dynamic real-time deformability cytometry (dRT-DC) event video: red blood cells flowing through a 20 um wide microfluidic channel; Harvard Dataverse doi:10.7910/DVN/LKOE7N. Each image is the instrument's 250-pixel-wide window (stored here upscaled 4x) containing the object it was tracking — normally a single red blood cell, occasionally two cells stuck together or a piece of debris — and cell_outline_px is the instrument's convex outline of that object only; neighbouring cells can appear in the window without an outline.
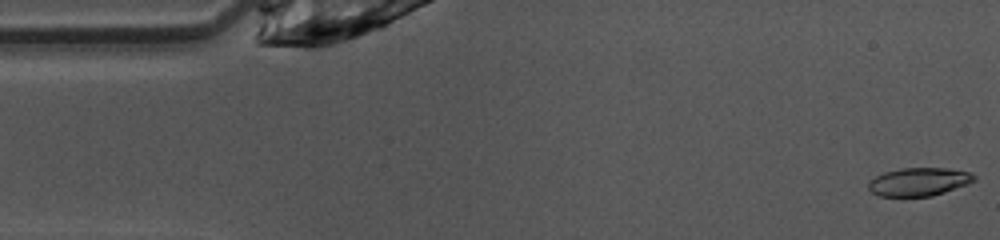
{"species": "common noctule bat (a hibernating species)", "species_latin": "Nyctalus noctula", "temperature_condition": "warm", "stored_images_in_passage": 14, "camera_frame_rate_fps": 3000, "um_per_image_px": 0.085, "animal": {"sex": "female", "body_mass_g": 10.0, "forearm_length_mm": 53.1}, "frame": {"image": 1, "passage_image": 1, "time_ms": 0.0, "image_size_px": [1000, 240], "cell_outline_px": [[976, 180], [968, 184], [932, 196], [876, 196], [868, 188], [868, 180], [884, 172], [900, 168], [948, 168], [972, 172], [976, 176]], "centroid_in_image_um": [78.11, 15.44], "position_along_channel_um": 6.9, "area_um2": 17.57}}
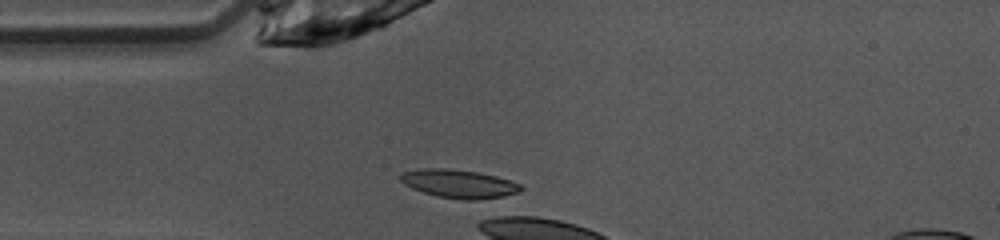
{"frame": {"image": 2, "passage_image": 11, "time_ms": 3.333, "image_size_px": [1000, 240], "cell_outline_px": [[524, 188], [516, 192], [496, 200], [464, 200], [436, 196], [412, 188], [404, 184], [400, 180], [400, 172], [420, 168], [448, 168], [476, 172], [496, 176], [512, 180], [520, 184]], "centroid_in_image_um": [39.04, 15.63], "position_along_channel_um": 46.0, "area_um2": 20.35}}